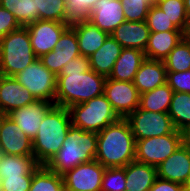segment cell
Masks as SVG:
<instances>
[{"label": "cell", "mask_w": 190, "mask_h": 191, "mask_svg": "<svg viewBox=\"0 0 190 191\" xmlns=\"http://www.w3.org/2000/svg\"><path fill=\"white\" fill-rule=\"evenodd\" d=\"M125 20L121 0H98L89 18L92 24L109 35Z\"/></svg>", "instance_id": "17"}, {"label": "cell", "mask_w": 190, "mask_h": 191, "mask_svg": "<svg viewBox=\"0 0 190 191\" xmlns=\"http://www.w3.org/2000/svg\"><path fill=\"white\" fill-rule=\"evenodd\" d=\"M65 3L66 0H35V21L65 23Z\"/></svg>", "instance_id": "32"}, {"label": "cell", "mask_w": 190, "mask_h": 191, "mask_svg": "<svg viewBox=\"0 0 190 191\" xmlns=\"http://www.w3.org/2000/svg\"><path fill=\"white\" fill-rule=\"evenodd\" d=\"M98 0H66L65 23L69 26L89 21L91 12Z\"/></svg>", "instance_id": "33"}, {"label": "cell", "mask_w": 190, "mask_h": 191, "mask_svg": "<svg viewBox=\"0 0 190 191\" xmlns=\"http://www.w3.org/2000/svg\"><path fill=\"white\" fill-rule=\"evenodd\" d=\"M166 79L167 70L164 62L146 58L134 76L133 84L139 93L143 94L163 85Z\"/></svg>", "instance_id": "20"}, {"label": "cell", "mask_w": 190, "mask_h": 191, "mask_svg": "<svg viewBox=\"0 0 190 191\" xmlns=\"http://www.w3.org/2000/svg\"><path fill=\"white\" fill-rule=\"evenodd\" d=\"M167 72H184L190 70V42L185 38L177 44L164 59Z\"/></svg>", "instance_id": "30"}, {"label": "cell", "mask_w": 190, "mask_h": 191, "mask_svg": "<svg viewBox=\"0 0 190 191\" xmlns=\"http://www.w3.org/2000/svg\"><path fill=\"white\" fill-rule=\"evenodd\" d=\"M79 55L81 53L75 30L69 26L60 36L53 51L42 55L39 59L48 70L58 76L63 67Z\"/></svg>", "instance_id": "13"}, {"label": "cell", "mask_w": 190, "mask_h": 191, "mask_svg": "<svg viewBox=\"0 0 190 191\" xmlns=\"http://www.w3.org/2000/svg\"><path fill=\"white\" fill-rule=\"evenodd\" d=\"M71 124L84 131L100 132L120 119L104 94L68 108Z\"/></svg>", "instance_id": "6"}, {"label": "cell", "mask_w": 190, "mask_h": 191, "mask_svg": "<svg viewBox=\"0 0 190 191\" xmlns=\"http://www.w3.org/2000/svg\"><path fill=\"white\" fill-rule=\"evenodd\" d=\"M39 166L34 155L18 156L3 154L0 163V178L33 175Z\"/></svg>", "instance_id": "26"}, {"label": "cell", "mask_w": 190, "mask_h": 191, "mask_svg": "<svg viewBox=\"0 0 190 191\" xmlns=\"http://www.w3.org/2000/svg\"><path fill=\"white\" fill-rule=\"evenodd\" d=\"M33 175L0 178L2 191H29Z\"/></svg>", "instance_id": "39"}, {"label": "cell", "mask_w": 190, "mask_h": 191, "mask_svg": "<svg viewBox=\"0 0 190 191\" xmlns=\"http://www.w3.org/2000/svg\"><path fill=\"white\" fill-rule=\"evenodd\" d=\"M146 23L150 32L181 31L157 5L151 6L147 14Z\"/></svg>", "instance_id": "35"}, {"label": "cell", "mask_w": 190, "mask_h": 191, "mask_svg": "<svg viewBox=\"0 0 190 191\" xmlns=\"http://www.w3.org/2000/svg\"><path fill=\"white\" fill-rule=\"evenodd\" d=\"M145 59L144 51L136 48H123L109 78L117 81L133 82L134 76Z\"/></svg>", "instance_id": "23"}, {"label": "cell", "mask_w": 190, "mask_h": 191, "mask_svg": "<svg viewBox=\"0 0 190 191\" xmlns=\"http://www.w3.org/2000/svg\"><path fill=\"white\" fill-rule=\"evenodd\" d=\"M71 27L75 30L81 55L86 57L100 49L109 36L90 21L79 22Z\"/></svg>", "instance_id": "24"}, {"label": "cell", "mask_w": 190, "mask_h": 191, "mask_svg": "<svg viewBox=\"0 0 190 191\" xmlns=\"http://www.w3.org/2000/svg\"><path fill=\"white\" fill-rule=\"evenodd\" d=\"M104 95L120 118H126L140 104V93L133 82H124L107 77Z\"/></svg>", "instance_id": "10"}, {"label": "cell", "mask_w": 190, "mask_h": 191, "mask_svg": "<svg viewBox=\"0 0 190 191\" xmlns=\"http://www.w3.org/2000/svg\"><path fill=\"white\" fill-rule=\"evenodd\" d=\"M185 10L187 15L190 18V0H184Z\"/></svg>", "instance_id": "43"}, {"label": "cell", "mask_w": 190, "mask_h": 191, "mask_svg": "<svg viewBox=\"0 0 190 191\" xmlns=\"http://www.w3.org/2000/svg\"><path fill=\"white\" fill-rule=\"evenodd\" d=\"M0 6L10 11L22 27L35 22V0H1Z\"/></svg>", "instance_id": "31"}, {"label": "cell", "mask_w": 190, "mask_h": 191, "mask_svg": "<svg viewBox=\"0 0 190 191\" xmlns=\"http://www.w3.org/2000/svg\"><path fill=\"white\" fill-rule=\"evenodd\" d=\"M105 167L96 160L82 163L62 174L65 191H101Z\"/></svg>", "instance_id": "11"}, {"label": "cell", "mask_w": 190, "mask_h": 191, "mask_svg": "<svg viewBox=\"0 0 190 191\" xmlns=\"http://www.w3.org/2000/svg\"><path fill=\"white\" fill-rule=\"evenodd\" d=\"M150 30L146 21H124L110 35L123 48H136L145 51Z\"/></svg>", "instance_id": "19"}, {"label": "cell", "mask_w": 190, "mask_h": 191, "mask_svg": "<svg viewBox=\"0 0 190 191\" xmlns=\"http://www.w3.org/2000/svg\"><path fill=\"white\" fill-rule=\"evenodd\" d=\"M184 142V133L174 130L163 136L136 141L135 160L157 167Z\"/></svg>", "instance_id": "8"}, {"label": "cell", "mask_w": 190, "mask_h": 191, "mask_svg": "<svg viewBox=\"0 0 190 191\" xmlns=\"http://www.w3.org/2000/svg\"><path fill=\"white\" fill-rule=\"evenodd\" d=\"M184 38L183 31L150 32L145 57L164 61L173 48Z\"/></svg>", "instance_id": "22"}, {"label": "cell", "mask_w": 190, "mask_h": 191, "mask_svg": "<svg viewBox=\"0 0 190 191\" xmlns=\"http://www.w3.org/2000/svg\"><path fill=\"white\" fill-rule=\"evenodd\" d=\"M0 151L7 155H34L32 140L8 115L0 127Z\"/></svg>", "instance_id": "16"}, {"label": "cell", "mask_w": 190, "mask_h": 191, "mask_svg": "<svg viewBox=\"0 0 190 191\" xmlns=\"http://www.w3.org/2000/svg\"><path fill=\"white\" fill-rule=\"evenodd\" d=\"M29 191H65L63 177L40 165L33 173Z\"/></svg>", "instance_id": "29"}, {"label": "cell", "mask_w": 190, "mask_h": 191, "mask_svg": "<svg viewBox=\"0 0 190 191\" xmlns=\"http://www.w3.org/2000/svg\"><path fill=\"white\" fill-rule=\"evenodd\" d=\"M184 38L190 42V19L188 21V24H187V27H186V30L184 32Z\"/></svg>", "instance_id": "42"}, {"label": "cell", "mask_w": 190, "mask_h": 191, "mask_svg": "<svg viewBox=\"0 0 190 191\" xmlns=\"http://www.w3.org/2000/svg\"><path fill=\"white\" fill-rule=\"evenodd\" d=\"M184 191H190V185L185 186Z\"/></svg>", "instance_id": "47"}, {"label": "cell", "mask_w": 190, "mask_h": 191, "mask_svg": "<svg viewBox=\"0 0 190 191\" xmlns=\"http://www.w3.org/2000/svg\"><path fill=\"white\" fill-rule=\"evenodd\" d=\"M35 101L29 90L13 77L0 75V109L6 115Z\"/></svg>", "instance_id": "18"}, {"label": "cell", "mask_w": 190, "mask_h": 191, "mask_svg": "<svg viewBox=\"0 0 190 191\" xmlns=\"http://www.w3.org/2000/svg\"><path fill=\"white\" fill-rule=\"evenodd\" d=\"M136 140L125 118L97 133L95 160L105 168L125 167L135 160Z\"/></svg>", "instance_id": "2"}, {"label": "cell", "mask_w": 190, "mask_h": 191, "mask_svg": "<svg viewBox=\"0 0 190 191\" xmlns=\"http://www.w3.org/2000/svg\"><path fill=\"white\" fill-rule=\"evenodd\" d=\"M96 151L97 133L71 125L62 147L45 166L62 175L77 165L95 160Z\"/></svg>", "instance_id": "4"}, {"label": "cell", "mask_w": 190, "mask_h": 191, "mask_svg": "<svg viewBox=\"0 0 190 191\" xmlns=\"http://www.w3.org/2000/svg\"><path fill=\"white\" fill-rule=\"evenodd\" d=\"M20 27L21 26L15 19L14 15L0 6V38L19 29Z\"/></svg>", "instance_id": "40"}, {"label": "cell", "mask_w": 190, "mask_h": 191, "mask_svg": "<svg viewBox=\"0 0 190 191\" xmlns=\"http://www.w3.org/2000/svg\"><path fill=\"white\" fill-rule=\"evenodd\" d=\"M157 6L179 30L185 32L190 18L186 13L184 0H164Z\"/></svg>", "instance_id": "34"}, {"label": "cell", "mask_w": 190, "mask_h": 191, "mask_svg": "<svg viewBox=\"0 0 190 191\" xmlns=\"http://www.w3.org/2000/svg\"><path fill=\"white\" fill-rule=\"evenodd\" d=\"M122 50L123 47L109 35L102 47L89 57L91 69L98 74L109 77Z\"/></svg>", "instance_id": "25"}, {"label": "cell", "mask_w": 190, "mask_h": 191, "mask_svg": "<svg viewBox=\"0 0 190 191\" xmlns=\"http://www.w3.org/2000/svg\"><path fill=\"white\" fill-rule=\"evenodd\" d=\"M126 174L123 167L105 168L101 191H126Z\"/></svg>", "instance_id": "37"}, {"label": "cell", "mask_w": 190, "mask_h": 191, "mask_svg": "<svg viewBox=\"0 0 190 191\" xmlns=\"http://www.w3.org/2000/svg\"><path fill=\"white\" fill-rule=\"evenodd\" d=\"M126 21H146L151 8L150 0H121Z\"/></svg>", "instance_id": "36"}, {"label": "cell", "mask_w": 190, "mask_h": 191, "mask_svg": "<svg viewBox=\"0 0 190 191\" xmlns=\"http://www.w3.org/2000/svg\"><path fill=\"white\" fill-rule=\"evenodd\" d=\"M68 108L54 106L42 119L33 142V154L39 165H46L62 147L71 127Z\"/></svg>", "instance_id": "3"}, {"label": "cell", "mask_w": 190, "mask_h": 191, "mask_svg": "<svg viewBox=\"0 0 190 191\" xmlns=\"http://www.w3.org/2000/svg\"><path fill=\"white\" fill-rule=\"evenodd\" d=\"M5 117H6V114L0 109V127Z\"/></svg>", "instance_id": "45"}, {"label": "cell", "mask_w": 190, "mask_h": 191, "mask_svg": "<svg viewBox=\"0 0 190 191\" xmlns=\"http://www.w3.org/2000/svg\"><path fill=\"white\" fill-rule=\"evenodd\" d=\"M126 191H149L158 178L157 167L132 161L125 167Z\"/></svg>", "instance_id": "21"}, {"label": "cell", "mask_w": 190, "mask_h": 191, "mask_svg": "<svg viewBox=\"0 0 190 191\" xmlns=\"http://www.w3.org/2000/svg\"><path fill=\"white\" fill-rule=\"evenodd\" d=\"M13 78L22 87H26L36 100L50 101L55 104L57 76L48 70L39 58Z\"/></svg>", "instance_id": "7"}, {"label": "cell", "mask_w": 190, "mask_h": 191, "mask_svg": "<svg viewBox=\"0 0 190 191\" xmlns=\"http://www.w3.org/2000/svg\"><path fill=\"white\" fill-rule=\"evenodd\" d=\"M2 155L3 153L0 151V163H1Z\"/></svg>", "instance_id": "48"}, {"label": "cell", "mask_w": 190, "mask_h": 191, "mask_svg": "<svg viewBox=\"0 0 190 191\" xmlns=\"http://www.w3.org/2000/svg\"><path fill=\"white\" fill-rule=\"evenodd\" d=\"M166 83L173 92L190 93V70L184 72H167Z\"/></svg>", "instance_id": "38"}, {"label": "cell", "mask_w": 190, "mask_h": 191, "mask_svg": "<svg viewBox=\"0 0 190 191\" xmlns=\"http://www.w3.org/2000/svg\"><path fill=\"white\" fill-rule=\"evenodd\" d=\"M36 59L26 27L0 38V75L13 77Z\"/></svg>", "instance_id": "5"}, {"label": "cell", "mask_w": 190, "mask_h": 191, "mask_svg": "<svg viewBox=\"0 0 190 191\" xmlns=\"http://www.w3.org/2000/svg\"><path fill=\"white\" fill-rule=\"evenodd\" d=\"M106 79L91 69L89 57L73 58L57 76L55 105L69 108L104 94Z\"/></svg>", "instance_id": "1"}, {"label": "cell", "mask_w": 190, "mask_h": 191, "mask_svg": "<svg viewBox=\"0 0 190 191\" xmlns=\"http://www.w3.org/2000/svg\"><path fill=\"white\" fill-rule=\"evenodd\" d=\"M173 94L169 85L164 83L152 91L140 94L139 107L146 111L168 113Z\"/></svg>", "instance_id": "27"}, {"label": "cell", "mask_w": 190, "mask_h": 191, "mask_svg": "<svg viewBox=\"0 0 190 191\" xmlns=\"http://www.w3.org/2000/svg\"><path fill=\"white\" fill-rule=\"evenodd\" d=\"M162 1H164V0H150V3L153 6V5H158Z\"/></svg>", "instance_id": "46"}, {"label": "cell", "mask_w": 190, "mask_h": 191, "mask_svg": "<svg viewBox=\"0 0 190 191\" xmlns=\"http://www.w3.org/2000/svg\"><path fill=\"white\" fill-rule=\"evenodd\" d=\"M125 119L136 141L168 135L175 130L171 117L165 112L146 111L138 107Z\"/></svg>", "instance_id": "9"}, {"label": "cell", "mask_w": 190, "mask_h": 191, "mask_svg": "<svg viewBox=\"0 0 190 191\" xmlns=\"http://www.w3.org/2000/svg\"><path fill=\"white\" fill-rule=\"evenodd\" d=\"M158 178L189 185L190 146L184 141L166 160L157 166Z\"/></svg>", "instance_id": "14"}, {"label": "cell", "mask_w": 190, "mask_h": 191, "mask_svg": "<svg viewBox=\"0 0 190 191\" xmlns=\"http://www.w3.org/2000/svg\"><path fill=\"white\" fill-rule=\"evenodd\" d=\"M55 106L50 101L36 100L22 108L13 110L8 116L20 127L23 133L33 140L45 115Z\"/></svg>", "instance_id": "15"}, {"label": "cell", "mask_w": 190, "mask_h": 191, "mask_svg": "<svg viewBox=\"0 0 190 191\" xmlns=\"http://www.w3.org/2000/svg\"><path fill=\"white\" fill-rule=\"evenodd\" d=\"M184 188L180 183L157 178L149 191H184Z\"/></svg>", "instance_id": "41"}, {"label": "cell", "mask_w": 190, "mask_h": 191, "mask_svg": "<svg viewBox=\"0 0 190 191\" xmlns=\"http://www.w3.org/2000/svg\"><path fill=\"white\" fill-rule=\"evenodd\" d=\"M25 27L29 32L33 52L37 58H40L53 51L60 36L69 25L57 21L37 20Z\"/></svg>", "instance_id": "12"}, {"label": "cell", "mask_w": 190, "mask_h": 191, "mask_svg": "<svg viewBox=\"0 0 190 191\" xmlns=\"http://www.w3.org/2000/svg\"><path fill=\"white\" fill-rule=\"evenodd\" d=\"M168 114L175 129L186 133L190 129V93L174 92Z\"/></svg>", "instance_id": "28"}, {"label": "cell", "mask_w": 190, "mask_h": 191, "mask_svg": "<svg viewBox=\"0 0 190 191\" xmlns=\"http://www.w3.org/2000/svg\"><path fill=\"white\" fill-rule=\"evenodd\" d=\"M184 141L190 146V129L184 133Z\"/></svg>", "instance_id": "44"}]
</instances>
